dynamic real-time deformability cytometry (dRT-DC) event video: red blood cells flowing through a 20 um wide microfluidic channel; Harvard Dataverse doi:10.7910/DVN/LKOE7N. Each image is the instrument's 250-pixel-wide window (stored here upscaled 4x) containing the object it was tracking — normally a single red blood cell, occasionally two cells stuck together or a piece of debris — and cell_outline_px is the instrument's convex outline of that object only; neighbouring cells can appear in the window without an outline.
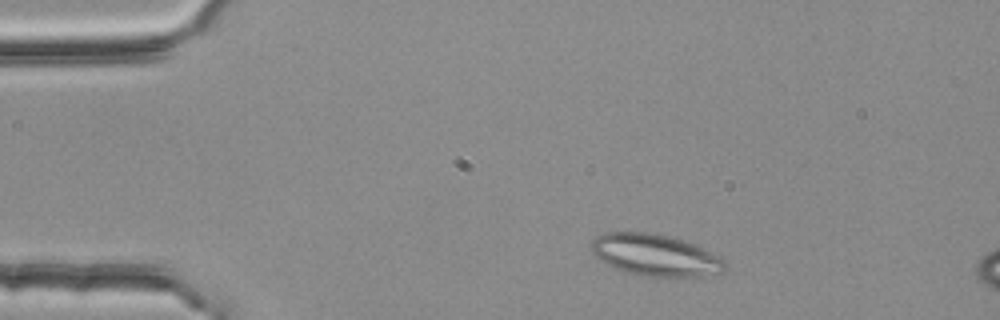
{"species": "common noctule bat (a hibernating species)", "species_latin": "Nyctalus noctula", "temperature_condition": "room temperature", "stored_images_in_passage": 3, "segment_of_instrument_passage": [1, 2], "camera_frame_rate_fps": 3000, "um_per_image_px": 0.085, "animal": {"sex": "female", "body_mass_g": 25.1}, "frame": {"image": 1, "passage_image": 1, "time_ms": 0.0, "image_size_px": [1000, 320], "cell_outline_px": [[724, 272], [700, 276], [640, 276], [624, 272], [600, 260], [592, 252], [592, 240], [596, 236], [604, 232], [648, 232], [668, 236], [684, 240], [712, 252], [724, 260]], "centroid_in_image_um": [55.67, 21.68], "position_along_channel_um": 29.3, "area_um2": 32.31}}